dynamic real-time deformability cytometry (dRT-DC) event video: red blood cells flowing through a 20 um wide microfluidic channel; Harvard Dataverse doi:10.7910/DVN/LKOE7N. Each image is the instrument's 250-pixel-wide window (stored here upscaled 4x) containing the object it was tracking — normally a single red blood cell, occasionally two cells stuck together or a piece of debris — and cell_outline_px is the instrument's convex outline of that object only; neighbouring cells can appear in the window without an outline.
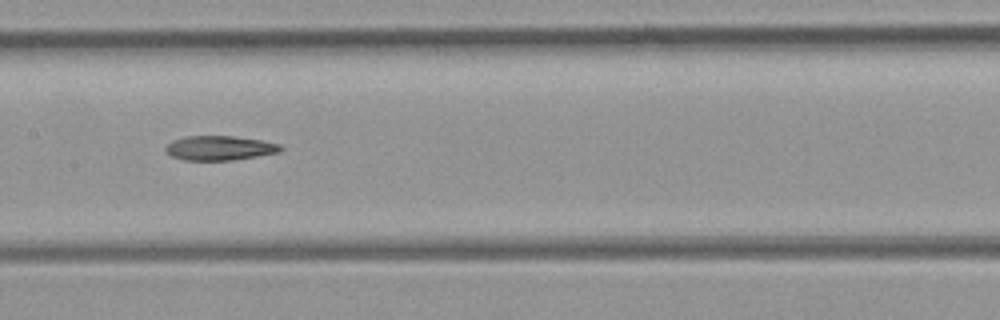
{"species": "common noctule bat (a hibernating species)", "species_latin": "Nyctalus noctula", "temperature_condition": "room temperature", "stored_images_in_passage": 8, "camera_frame_rate_fps": 3000, "um_per_image_px": 0.085, "animal": {"sex": "female", "body_mass_g": 21.9}, "frame": {"image": 1, "passage_image": 8, "time_ms": 2.333, "image_size_px": [1000, 320], "cell_outline_px": [[284, 148], [280, 152], [232, 160], [184, 160], [172, 156], [164, 148], [172, 140], [184, 136], [232, 136], [260, 140], [280, 144]], "centroid_in_image_um": [18.67, 12.58], "position_along_channel_um": 188.7, "area_um2": 16.3}}